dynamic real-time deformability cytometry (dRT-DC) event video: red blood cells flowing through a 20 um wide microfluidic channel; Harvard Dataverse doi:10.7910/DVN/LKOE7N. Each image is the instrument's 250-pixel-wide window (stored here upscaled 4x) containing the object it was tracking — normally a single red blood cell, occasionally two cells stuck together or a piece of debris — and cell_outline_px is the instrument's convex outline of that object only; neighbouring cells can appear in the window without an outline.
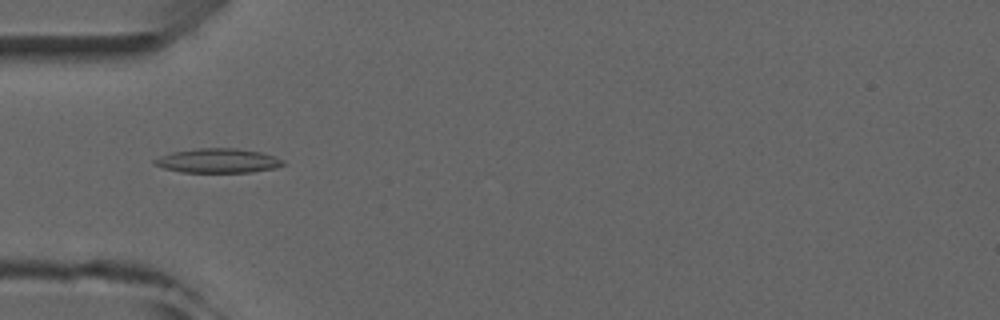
{"species": "common noctule bat (a hibernating species)", "species_latin": "Nyctalus noctula", "temperature_condition": "room temperature", "stored_images_in_passage": 5, "camera_frame_rate_fps": 3000, "um_per_image_px": 0.085, "animal": {"sex": "male", "forearm_length_mm": 52.5}, "frame": {"image": 1, "passage_image": 5, "time_ms": 4.667, "image_size_px": [1000, 320], "cell_outline_px": [[284, 164], [276, 168], [252, 172], [180, 172], [164, 168], [152, 164], [152, 160], [160, 156], [172, 152], [196, 148], [236, 148], [260, 152], [284, 160]], "centroid_in_image_um": [18.49, 13.66], "position_along_channel_um": 66.5, "area_um2": 18.26}}